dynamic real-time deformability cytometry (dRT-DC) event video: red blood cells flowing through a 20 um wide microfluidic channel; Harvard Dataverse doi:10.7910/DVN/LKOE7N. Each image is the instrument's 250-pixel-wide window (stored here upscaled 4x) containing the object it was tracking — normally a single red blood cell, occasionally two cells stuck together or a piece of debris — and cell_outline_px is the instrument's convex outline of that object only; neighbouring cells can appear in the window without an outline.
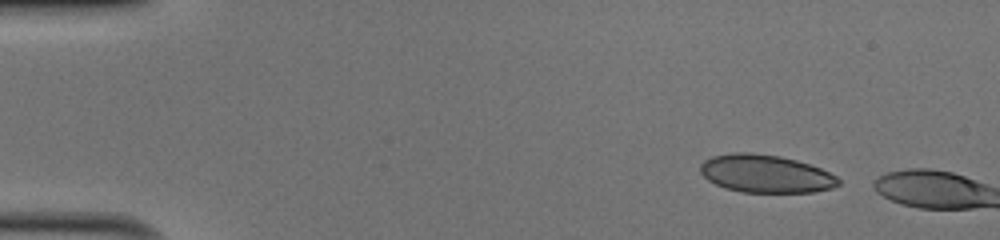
{"species": "human", "species_latin": "Homo sapiens", "temperature_condition": "cold", "stored_images_in_passage": 3, "camera_frame_rate_fps": 3000, "um_per_image_px": 0.085, "donor": {"sex": "male"}, "frame": {"image": 1, "passage_image": 1, "time_ms": 0.0, "image_size_px": [1000, 240], "cell_outline_px": [[840, 184], [832, 188], [812, 192], [744, 192], [724, 188], [708, 180], [700, 172], [700, 164], [704, 160], [712, 156], [732, 152], [752, 152], [780, 156], [796, 160], [820, 168], [836, 176], [840, 180]], "centroid_in_image_um": [65.06, 14.76], "position_along_channel_um": 19.9, "area_um2": 30.52}}